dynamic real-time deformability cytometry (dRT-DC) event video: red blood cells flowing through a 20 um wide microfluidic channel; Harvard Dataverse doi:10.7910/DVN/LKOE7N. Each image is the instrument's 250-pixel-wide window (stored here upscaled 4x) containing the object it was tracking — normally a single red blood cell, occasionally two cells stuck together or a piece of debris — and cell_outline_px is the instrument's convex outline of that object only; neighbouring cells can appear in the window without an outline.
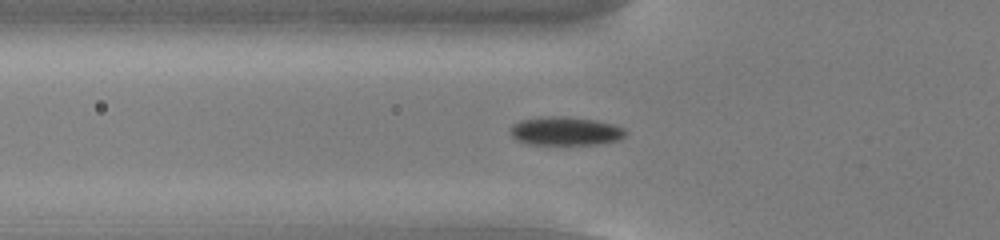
{"species": "common noctule bat (a hibernating species)", "species_latin": "Nyctalus noctula", "temperature_condition": "cold", "stored_images_in_passage": 47, "camera_frame_rate_fps": 3000, "um_per_image_px": 0.085, "animal": {"sex": "male", "body_mass_g": 13.0, "forearm_length_mm": 53.1}, "frame": {"image": 1, "passage_image": 12, "time_ms": 3.667, "image_size_px": [1000, 240], "cell_outline_px": [[620, 132], [616, 136], [596, 140], [536, 140], [520, 136], [516, 132], [516, 128], [524, 124], [556, 120], [564, 120], [596, 124], [612, 128]], "centroid_in_image_um": [48.05, 11.13], "position_along_channel_um": 77.7, "area_um2": 11.62}}
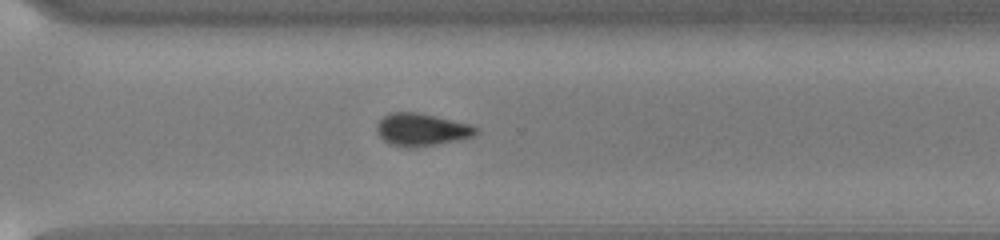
{"frame": {"image": 2, "passage_image": 32, "time_ms": 10.333, "image_size_px": [1000, 240], "cell_outline_px": [[472, 132], [456, 136], [436, 140], [396, 140], [388, 136], [380, 128], [384, 120], [392, 116], [416, 116], [440, 120], [472, 128]], "centroid_in_image_um": [35.8, 10.93], "position_along_channel_um": 334.8, "area_um2": 11.85}}
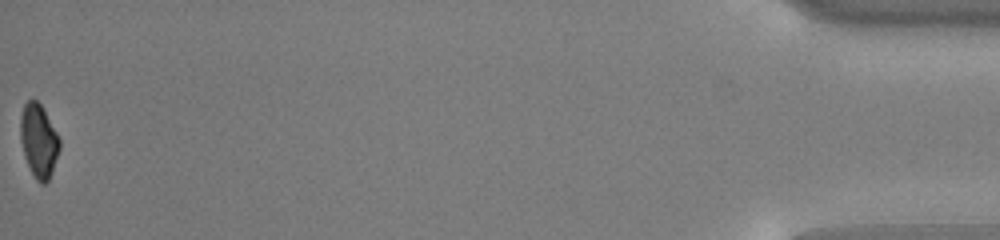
{"frame": {"image": 3, "passage_image": 47, "time_ms": 15.333, "image_size_px": [1000, 240], "cell_outline_px": [[56, 152], [48, 176], [44, 180], [40, 180], [36, 176], [28, 160], [24, 148], [24, 108], [32, 100], [40, 104], [56, 136]], "centroid_in_image_um": [3.3, 11.91], "position_along_channel_um": 431.9, "area_um2": 13.35}}